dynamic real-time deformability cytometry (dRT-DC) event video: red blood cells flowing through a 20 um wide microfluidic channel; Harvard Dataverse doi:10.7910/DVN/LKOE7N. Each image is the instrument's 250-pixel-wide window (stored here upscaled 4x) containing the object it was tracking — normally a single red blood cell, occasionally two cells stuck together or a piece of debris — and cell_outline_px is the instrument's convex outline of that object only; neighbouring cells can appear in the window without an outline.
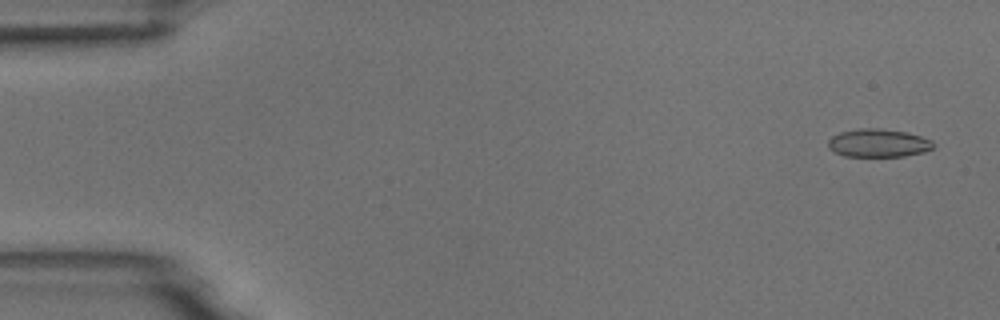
{"species": "common noctule bat (a hibernating species)", "species_latin": "Nyctalus noctula", "temperature_condition": "room temperature", "stored_images_in_passage": 55, "camera_frame_rate_fps": 3000, "um_per_image_px": 0.085, "animal": {"sex": "male", "body_mass_g": 18.8}, "frame": {"image": 1, "passage_image": 3, "time_ms": 0.667, "image_size_px": [1000, 320], "cell_outline_px": [[936, 144], [932, 148], [924, 152], [904, 156], [844, 156], [828, 148], [828, 140], [832, 136], [840, 132], [860, 128], [880, 128], [908, 132], [932, 140]], "centroid_in_image_um": [74.67, 12.15], "position_along_channel_um": 10.3, "area_um2": 17.34}}
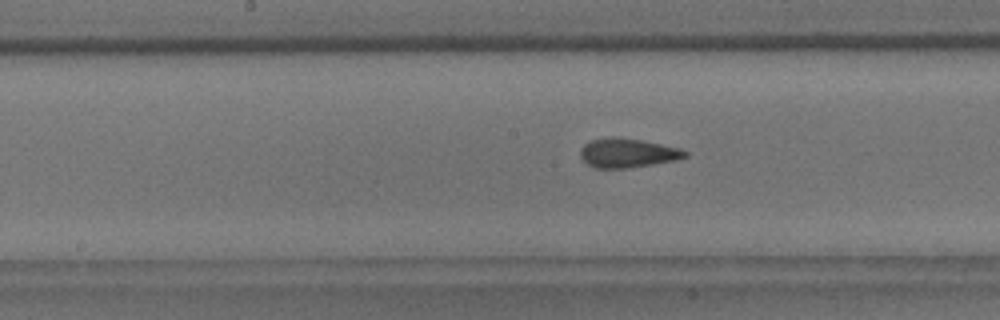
{"frame": {"image": 2, "passage_image": 28, "time_ms": 9.0, "image_size_px": [1000, 320], "cell_outline_px": [[688, 156], [676, 160], [628, 168], [592, 168], [580, 156], [580, 152], [584, 144], [592, 140], [640, 140], [680, 148], [688, 152]], "centroid_in_image_um": [53.38, 13.06], "position_along_channel_um": 194.8, "area_um2": 16.99}}
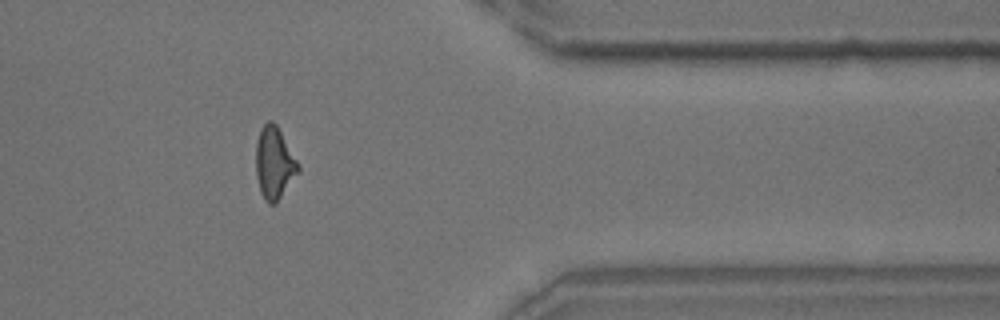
{"frame": {"image": 3, "passage_image": 45, "time_ms": 14.667, "image_size_px": [1000, 320], "cell_outline_px": [[300, 172], [276, 204], [268, 204], [264, 200], [260, 192], [256, 176], [256, 144], [260, 128], [268, 120], [272, 120], [276, 124], [296, 160], [300, 168]], "centroid_in_image_um": [23.3, 13.9], "position_along_channel_um": 388.1, "area_um2": 17.86}, "authors_computed_cell_mechanics": {"area_um2": 17.5134, "velocity_mm_per_s": 3.7233, "shape_relaxation_time_tau1_ms": 6.3741, "shape_relaxation_time_tau2_ms": 1.4197, "deformation_change_tau1": 0.1677, "deformation_change_tau2": 0.0687}}